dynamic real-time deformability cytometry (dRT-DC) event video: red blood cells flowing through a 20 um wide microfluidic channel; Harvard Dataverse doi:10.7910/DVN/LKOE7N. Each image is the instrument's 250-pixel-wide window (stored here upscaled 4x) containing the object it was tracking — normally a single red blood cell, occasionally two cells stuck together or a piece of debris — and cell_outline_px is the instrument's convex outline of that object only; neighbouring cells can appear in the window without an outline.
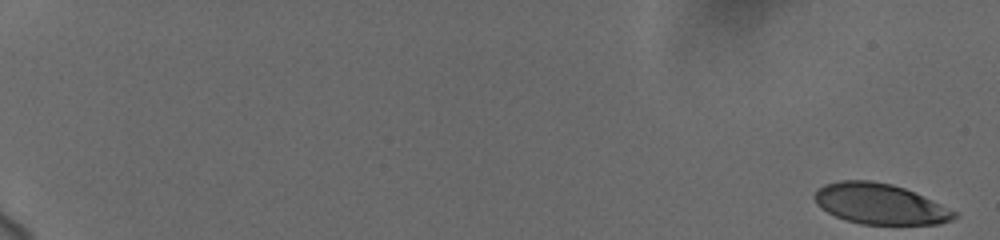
{"species": "human", "species_latin": "Homo sapiens", "temperature_condition": "cold", "stored_images_in_passage": 58, "camera_frame_rate_fps": 3000, "um_per_image_px": 0.085, "donor": {"sex": "female"}, "frame": {"image": 1, "passage_image": 1, "time_ms": 0.0, "image_size_px": [1000, 240], "cell_outline_px": [[956, 216], [952, 220], [940, 224], [860, 224], [836, 216], [820, 208], [816, 204], [812, 196], [824, 184], [840, 180], [868, 180], [892, 184], [904, 188], [932, 200], [956, 212]], "centroid_in_image_um": [74.76, 17.33], "position_along_channel_um": 10.2, "area_um2": 32.83}}
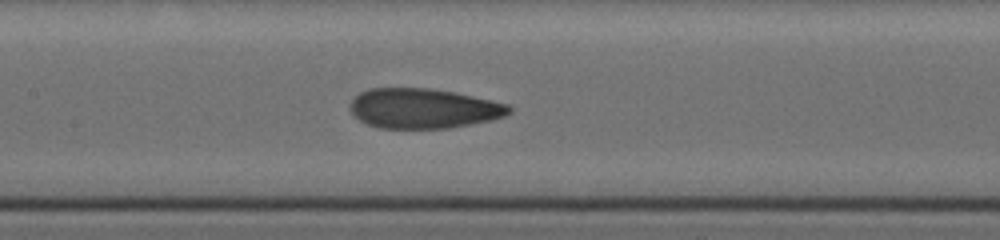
{"frame": {"image": 2, "passage_image": 32, "time_ms": 10.333, "image_size_px": [1000, 240], "cell_outline_px": [[512, 112], [504, 116], [488, 120], [448, 128], [380, 128], [368, 124], [360, 120], [348, 108], [348, 104], [360, 92], [368, 88], [428, 88], [452, 92], [472, 96], [508, 104], [512, 108]], "centroid_in_image_um": [35.95, 9.21], "position_along_channel_um": 171.5, "area_um2": 36.7}}
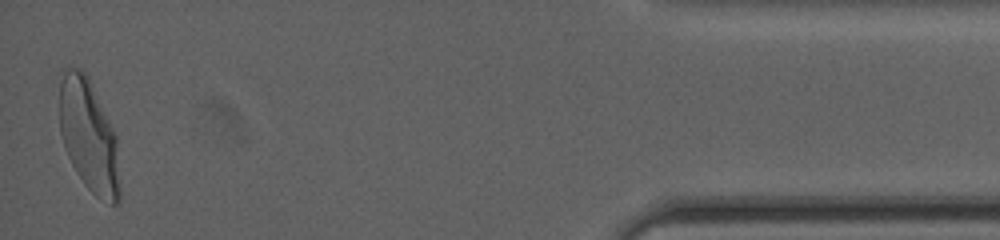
{"frame": {"image": 3, "passage_image": 58, "time_ms": 19.0, "image_size_px": [1000, 240], "cell_outline_px": [[120, 204], [112, 204], [96, 196], [84, 184], [76, 172], [64, 148], [60, 132], [60, 68], [68, 64], [80, 68], [88, 76], [116, 136], [120, 188]], "centroid_in_image_um": [7.52, 11.49], "position_along_channel_um": 427.7, "area_um2": 39.77}, "authors_computed_cell_mechanics": {"area_um2": 36.8475, "velocity_mm_per_s": 3.6918, "shape_relaxation_time_tau1_ms": 5.0553, "shape_relaxation_time_tau2_ms": 0.9015, "deformation_change_tau1": 0.1879, "deformation_change_tau2": 0.0712}}